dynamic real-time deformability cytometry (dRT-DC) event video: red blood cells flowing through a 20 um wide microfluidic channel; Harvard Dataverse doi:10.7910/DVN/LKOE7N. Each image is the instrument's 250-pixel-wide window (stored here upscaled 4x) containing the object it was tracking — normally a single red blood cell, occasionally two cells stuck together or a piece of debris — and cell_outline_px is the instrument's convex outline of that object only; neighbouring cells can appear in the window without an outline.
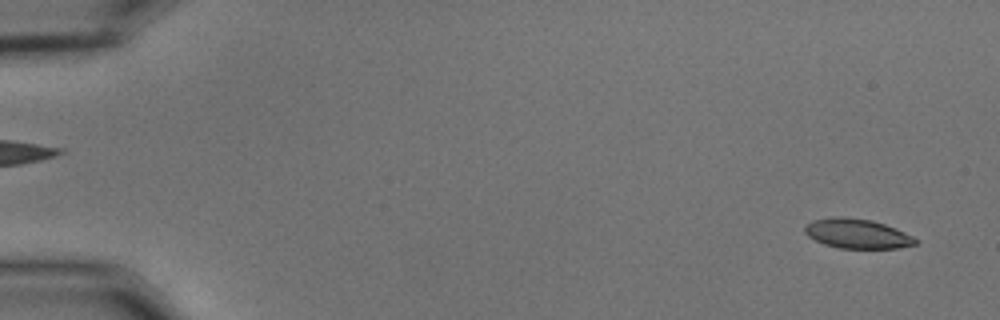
{"species": "common noctule bat (a hibernating species)", "species_latin": "Nyctalus noctula", "temperature_condition": "cold", "stored_images_in_passage": 43, "camera_frame_rate_fps": 3000, "um_per_image_px": 0.085, "animal": {"sex": "male", "body_mass_g": 15.6}, "frame": {"image": 1, "passage_image": 2, "time_ms": 0.333, "image_size_px": [1000, 320], "cell_outline_px": [[920, 240], [916, 244], [900, 248], [840, 248], [824, 244], [808, 236], [804, 232], [804, 228], [812, 220], [832, 216], [844, 216], [872, 220], [896, 228]], "centroid_in_image_um": [72.87, 19.85], "position_along_channel_um": 12.1, "area_um2": 19.19}}
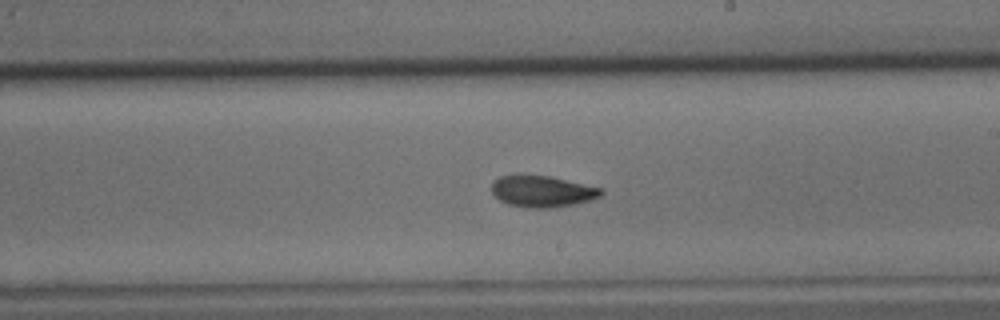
{"frame": {"image": 2, "passage_image": 32, "time_ms": 10.333, "image_size_px": [1000, 320], "cell_outline_px": [[604, 192], [600, 196], [592, 200], [576, 204], [552, 208], [528, 208], [508, 204], [500, 200], [492, 192], [492, 180], [500, 176], [520, 172], [548, 176], [604, 188]], "centroid_in_image_um": [46.08, 16.24], "position_along_channel_um": 242.9, "area_um2": 20.69}}
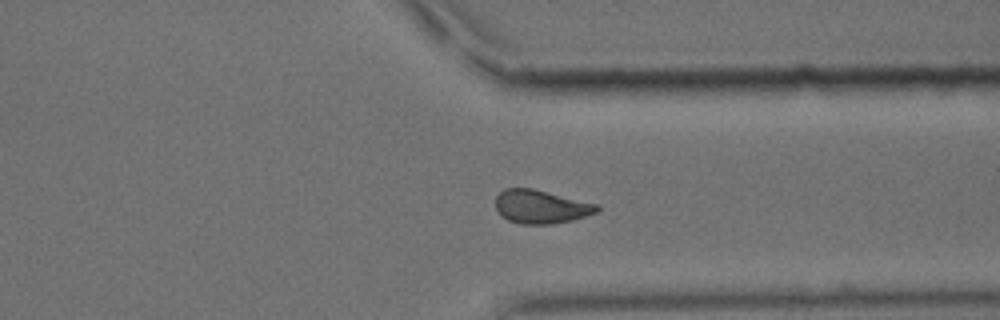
{"frame": {"image": 3, "passage_image": 42, "time_ms": 13.667, "image_size_px": [1000, 320], "cell_outline_px": [[600, 208], [596, 212], [572, 220], [548, 224], [520, 224], [508, 220], [496, 208], [496, 196], [504, 188], [532, 188], [600, 204]], "centroid_in_image_um": [46.0, 17.56], "position_along_channel_um": 365.4, "area_um2": 19.71}}